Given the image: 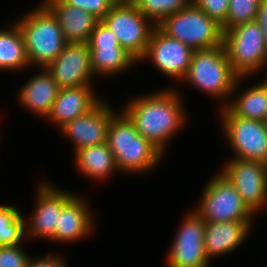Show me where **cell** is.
I'll list each match as a JSON object with an SVG mask.
<instances>
[{
  "label": "cell",
  "mask_w": 267,
  "mask_h": 267,
  "mask_svg": "<svg viewBox=\"0 0 267 267\" xmlns=\"http://www.w3.org/2000/svg\"><path fill=\"white\" fill-rule=\"evenodd\" d=\"M60 89L90 85L94 73L87 43H67L57 58L45 68Z\"/></svg>",
  "instance_id": "14"
},
{
  "label": "cell",
  "mask_w": 267,
  "mask_h": 267,
  "mask_svg": "<svg viewBox=\"0 0 267 267\" xmlns=\"http://www.w3.org/2000/svg\"><path fill=\"white\" fill-rule=\"evenodd\" d=\"M89 47H121L116 35L100 20L87 42Z\"/></svg>",
  "instance_id": "31"
},
{
  "label": "cell",
  "mask_w": 267,
  "mask_h": 267,
  "mask_svg": "<svg viewBox=\"0 0 267 267\" xmlns=\"http://www.w3.org/2000/svg\"><path fill=\"white\" fill-rule=\"evenodd\" d=\"M42 3L57 18L67 43H87L100 21L91 13L63 0H43Z\"/></svg>",
  "instance_id": "17"
},
{
  "label": "cell",
  "mask_w": 267,
  "mask_h": 267,
  "mask_svg": "<svg viewBox=\"0 0 267 267\" xmlns=\"http://www.w3.org/2000/svg\"><path fill=\"white\" fill-rule=\"evenodd\" d=\"M15 23L22 33L30 66L46 68L67 44L57 18L42 2Z\"/></svg>",
  "instance_id": "3"
},
{
  "label": "cell",
  "mask_w": 267,
  "mask_h": 267,
  "mask_svg": "<svg viewBox=\"0 0 267 267\" xmlns=\"http://www.w3.org/2000/svg\"><path fill=\"white\" fill-rule=\"evenodd\" d=\"M94 75H113L131 68L137 61L122 47H89Z\"/></svg>",
  "instance_id": "24"
},
{
  "label": "cell",
  "mask_w": 267,
  "mask_h": 267,
  "mask_svg": "<svg viewBox=\"0 0 267 267\" xmlns=\"http://www.w3.org/2000/svg\"><path fill=\"white\" fill-rule=\"evenodd\" d=\"M223 32V45L229 62L239 77H249L266 66L267 42L256 20Z\"/></svg>",
  "instance_id": "6"
},
{
  "label": "cell",
  "mask_w": 267,
  "mask_h": 267,
  "mask_svg": "<svg viewBox=\"0 0 267 267\" xmlns=\"http://www.w3.org/2000/svg\"><path fill=\"white\" fill-rule=\"evenodd\" d=\"M65 3L78 7L102 20L119 0H63Z\"/></svg>",
  "instance_id": "29"
},
{
  "label": "cell",
  "mask_w": 267,
  "mask_h": 267,
  "mask_svg": "<svg viewBox=\"0 0 267 267\" xmlns=\"http://www.w3.org/2000/svg\"><path fill=\"white\" fill-rule=\"evenodd\" d=\"M195 208L207 222L253 221L254 213L243 202L231 181L221 172L206 184Z\"/></svg>",
  "instance_id": "8"
},
{
  "label": "cell",
  "mask_w": 267,
  "mask_h": 267,
  "mask_svg": "<svg viewBox=\"0 0 267 267\" xmlns=\"http://www.w3.org/2000/svg\"><path fill=\"white\" fill-rule=\"evenodd\" d=\"M30 66L19 26L0 30V70H21Z\"/></svg>",
  "instance_id": "23"
},
{
  "label": "cell",
  "mask_w": 267,
  "mask_h": 267,
  "mask_svg": "<svg viewBox=\"0 0 267 267\" xmlns=\"http://www.w3.org/2000/svg\"><path fill=\"white\" fill-rule=\"evenodd\" d=\"M223 132L233 149V158L267 164V125L260 120L236 116L227 106L221 109Z\"/></svg>",
  "instance_id": "9"
},
{
  "label": "cell",
  "mask_w": 267,
  "mask_h": 267,
  "mask_svg": "<svg viewBox=\"0 0 267 267\" xmlns=\"http://www.w3.org/2000/svg\"><path fill=\"white\" fill-rule=\"evenodd\" d=\"M221 173L235 186L247 207L256 214L267 203V164L231 158Z\"/></svg>",
  "instance_id": "10"
},
{
  "label": "cell",
  "mask_w": 267,
  "mask_h": 267,
  "mask_svg": "<svg viewBox=\"0 0 267 267\" xmlns=\"http://www.w3.org/2000/svg\"><path fill=\"white\" fill-rule=\"evenodd\" d=\"M252 221H205L204 248L208 260L229 254L249 235Z\"/></svg>",
  "instance_id": "16"
},
{
  "label": "cell",
  "mask_w": 267,
  "mask_h": 267,
  "mask_svg": "<svg viewBox=\"0 0 267 267\" xmlns=\"http://www.w3.org/2000/svg\"><path fill=\"white\" fill-rule=\"evenodd\" d=\"M256 21L260 24L262 32L264 33L265 41L267 42V0H261Z\"/></svg>",
  "instance_id": "33"
},
{
  "label": "cell",
  "mask_w": 267,
  "mask_h": 267,
  "mask_svg": "<svg viewBox=\"0 0 267 267\" xmlns=\"http://www.w3.org/2000/svg\"><path fill=\"white\" fill-rule=\"evenodd\" d=\"M261 0H229L226 21L221 25L227 31L237 25L255 21Z\"/></svg>",
  "instance_id": "27"
},
{
  "label": "cell",
  "mask_w": 267,
  "mask_h": 267,
  "mask_svg": "<svg viewBox=\"0 0 267 267\" xmlns=\"http://www.w3.org/2000/svg\"><path fill=\"white\" fill-rule=\"evenodd\" d=\"M191 3L201 8L210 18L222 25L229 10V0H191Z\"/></svg>",
  "instance_id": "30"
},
{
  "label": "cell",
  "mask_w": 267,
  "mask_h": 267,
  "mask_svg": "<svg viewBox=\"0 0 267 267\" xmlns=\"http://www.w3.org/2000/svg\"><path fill=\"white\" fill-rule=\"evenodd\" d=\"M157 27L170 38L180 40L193 50L223 45L222 26L192 3L167 16Z\"/></svg>",
  "instance_id": "5"
},
{
  "label": "cell",
  "mask_w": 267,
  "mask_h": 267,
  "mask_svg": "<svg viewBox=\"0 0 267 267\" xmlns=\"http://www.w3.org/2000/svg\"><path fill=\"white\" fill-rule=\"evenodd\" d=\"M28 267H67L65 265V262L63 258H60V256H54L53 255H46L44 257H39L36 259H32V257L29 260Z\"/></svg>",
  "instance_id": "32"
},
{
  "label": "cell",
  "mask_w": 267,
  "mask_h": 267,
  "mask_svg": "<svg viewBox=\"0 0 267 267\" xmlns=\"http://www.w3.org/2000/svg\"><path fill=\"white\" fill-rule=\"evenodd\" d=\"M101 21L116 35L120 46L141 61L156 26L136 5L131 0H119Z\"/></svg>",
  "instance_id": "7"
},
{
  "label": "cell",
  "mask_w": 267,
  "mask_h": 267,
  "mask_svg": "<svg viewBox=\"0 0 267 267\" xmlns=\"http://www.w3.org/2000/svg\"><path fill=\"white\" fill-rule=\"evenodd\" d=\"M193 52L192 48L170 38L156 26L141 60H152L164 75L182 81L188 72Z\"/></svg>",
  "instance_id": "12"
},
{
  "label": "cell",
  "mask_w": 267,
  "mask_h": 267,
  "mask_svg": "<svg viewBox=\"0 0 267 267\" xmlns=\"http://www.w3.org/2000/svg\"><path fill=\"white\" fill-rule=\"evenodd\" d=\"M36 207L30 217L25 220L27 235L35 238L53 240L62 208L75 196L65 190L56 188L49 183L38 187Z\"/></svg>",
  "instance_id": "13"
},
{
  "label": "cell",
  "mask_w": 267,
  "mask_h": 267,
  "mask_svg": "<svg viewBox=\"0 0 267 267\" xmlns=\"http://www.w3.org/2000/svg\"><path fill=\"white\" fill-rule=\"evenodd\" d=\"M75 195L61 210L53 241L74 242L95 229L88 204Z\"/></svg>",
  "instance_id": "19"
},
{
  "label": "cell",
  "mask_w": 267,
  "mask_h": 267,
  "mask_svg": "<svg viewBox=\"0 0 267 267\" xmlns=\"http://www.w3.org/2000/svg\"><path fill=\"white\" fill-rule=\"evenodd\" d=\"M20 245L0 247V267H28L31 257Z\"/></svg>",
  "instance_id": "28"
},
{
  "label": "cell",
  "mask_w": 267,
  "mask_h": 267,
  "mask_svg": "<svg viewBox=\"0 0 267 267\" xmlns=\"http://www.w3.org/2000/svg\"><path fill=\"white\" fill-rule=\"evenodd\" d=\"M76 168L91 179L103 180L118 170L108 142L81 148L75 152Z\"/></svg>",
  "instance_id": "21"
},
{
  "label": "cell",
  "mask_w": 267,
  "mask_h": 267,
  "mask_svg": "<svg viewBox=\"0 0 267 267\" xmlns=\"http://www.w3.org/2000/svg\"><path fill=\"white\" fill-rule=\"evenodd\" d=\"M26 218L12 205H0V247L18 245L26 236Z\"/></svg>",
  "instance_id": "25"
},
{
  "label": "cell",
  "mask_w": 267,
  "mask_h": 267,
  "mask_svg": "<svg viewBox=\"0 0 267 267\" xmlns=\"http://www.w3.org/2000/svg\"><path fill=\"white\" fill-rule=\"evenodd\" d=\"M181 99L175 89L161 90L133 97L122 111L134 123L137 132L164 154L169 138L186 123Z\"/></svg>",
  "instance_id": "1"
},
{
  "label": "cell",
  "mask_w": 267,
  "mask_h": 267,
  "mask_svg": "<svg viewBox=\"0 0 267 267\" xmlns=\"http://www.w3.org/2000/svg\"><path fill=\"white\" fill-rule=\"evenodd\" d=\"M243 93L238 94V98H234L226 105L236 116L260 120L265 122L267 118V77L259 84L245 89Z\"/></svg>",
  "instance_id": "22"
},
{
  "label": "cell",
  "mask_w": 267,
  "mask_h": 267,
  "mask_svg": "<svg viewBox=\"0 0 267 267\" xmlns=\"http://www.w3.org/2000/svg\"><path fill=\"white\" fill-rule=\"evenodd\" d=\"M184 80L218 99L231 98L238 90L241 77L233 71L226 49L224 45H220L210 49L194 50Z\"/></svg>",
  "instance_id": "4"
},
{
  "label": "cell",
  "mask_w": 267,
  "mask_h": 267,
  "mask_svg": "<svg viewBox=\"0 0 267 267\" xmlns=\"http://www.w3.org/2000/svg\"><path fill=\"white\" fill-rule=\"evenodd\" d=\"M100 100L91 85L60 89L46 119L60 129L67 122L90 111Z\"/></svg>",
  "instance_id": "18"
},
{
  "label": "cell",
  "mask_w": 267,
  "mask_h": 267,
  "mask_svg": "<svg viewBox=\"0 0 267 267\" xmlns=\"http://www.w3.org/2000/svg\"><path fill=\"white\" fill-rule=\"evenodd\" d=\"M205 220L191 210L172 240L168 267H209L204 248Z\"/></svg>",
  "instance_id": "11"
},
{
  "label": "cell",
  "mask_w": 267,
  "mask_h": 267,
  "mask_svg": "<svg viewBox=\"0 0 267 267\" xmlns=\"http://www.w3.org/2000/svg\"><path fill=\"white\" fill-rule=\"evenodd\" d=\"M40 69L42 70L40 73L31 77L21 87L18 99L27 110L46 118L51 112L60 88L45 68Z\"/></svg>",
  "instance_id": "20"
},
{
  "label": "cell",
  "mask_w": 267,
  "mask_h": 267,
  "mask_svg": "<svg viewBox=\"0 0 267 267\" xmlns=\"http://www.w3.org/2000/svg\"><path fill=\"white\" fill-rule=\"evenodd\" d=\"M111 105L100 100L90 111L67 122L61 132L73 142L75 152L107 141L108 127L115 114Z\"/></svg>",
  "instance_id": "15"
},
{
  "label": "cell",
  "mask_w": 267,
  "mask_h": 267,
  "mask_svg": "<svg viewBox=\"0 0 267 267\" xmlns=\"http://www.w3.org/2000/svg\"><path fill=\"white\" fill-rule=\"evenodd\" d=\"M155 26L191 3V0H131Z\"/></svg>",
  "instance_id": "26"
},
{
  "label": "cell",
  "mask_w": 267,
  "mask_h": 267,
  "mask_svg": "<svg viewBox=\"0 0 267 267\" xmlns=\"http://www.w3.org/2000/svg\"><path fill=\"white\" fill-rule=\"evenodd\" d=\"M120 113L111 117L107 135L118 170L136 174L154 169L164 154L137 132L123 111Z\"/></svg>",
  "instance_id": "2"
}]
</instances>
